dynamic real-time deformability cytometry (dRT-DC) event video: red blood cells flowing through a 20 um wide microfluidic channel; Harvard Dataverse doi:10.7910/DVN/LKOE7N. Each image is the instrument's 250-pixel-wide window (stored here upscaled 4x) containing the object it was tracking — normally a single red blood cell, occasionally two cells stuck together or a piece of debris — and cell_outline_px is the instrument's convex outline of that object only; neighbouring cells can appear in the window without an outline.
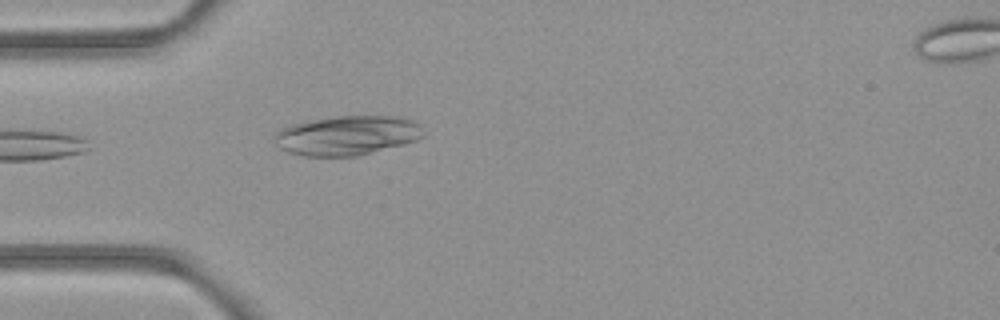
{"species": "common noctule bat (a hibernating species)", "species_latin": "Nyctalus noctula", "temperature_condition": "room temperature", "stored_images_in_passage": 5, "segment_of_instrument_passage": [1, 2], "camera_frame_rate_fps": 3000, "um_per_image_px": 0.085, "animal": {"sex": "female", "body_mass_g": 21.9}, "frame": {"image": 1, "passage_image": 4, "time_ms": 1.0, "image_size_px": [1000, 320], "cell_outline_px": [[424, 136], [416, 140], [404, 144], [356, 156], [304, 156], [288, 152], [280, 148], [272, 140], [272, 136], [280, 128], [288, 124], [308, 120], [336, 116], [392, 116], [412, 120], [420, 124], [424, 132]], "centroid_in_image_um": [29.45, 11.51], "position_along_channel_um": 55.6, "area_um2": 34.56}}